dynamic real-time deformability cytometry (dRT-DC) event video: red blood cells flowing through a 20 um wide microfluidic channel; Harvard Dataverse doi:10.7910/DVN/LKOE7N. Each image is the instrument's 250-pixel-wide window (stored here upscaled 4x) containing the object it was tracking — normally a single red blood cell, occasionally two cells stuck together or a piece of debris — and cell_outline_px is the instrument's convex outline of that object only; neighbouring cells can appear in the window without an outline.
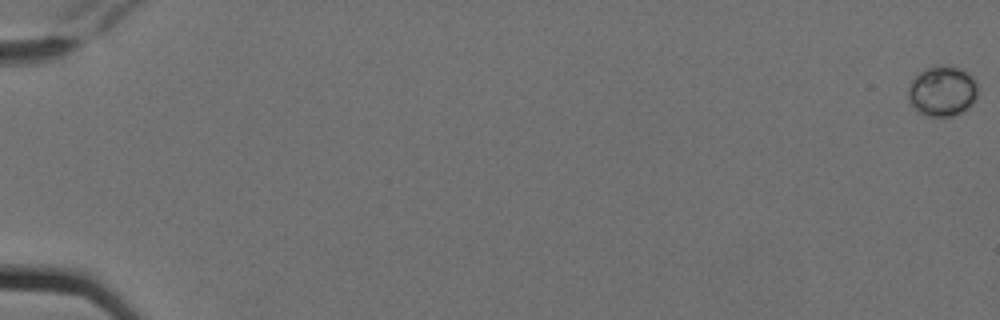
{"species": "Egyptian fruit bat (a non-hibernating species)", "species_latin": "Rousettus aegyptiacus", "temperature_condition": "cold", "stored_images_in_passage": 7, "camera_frame_rate_fps": 3000, "um_per_image_px": 0.085, "animal": {"sex": "female"}, "frame": {"image": 1, "passage_image": 1, "time_ms": 0.0, "image_size_px": [1000, 320], "cell_outline_px": [[976, 100], [968, 108], [956, 116], [924, 116], [916, 112], [912, 108], [908, 96], [908, 84], [916, 72], [928, 68], [956, 68], [964, 72], [976, 84]], "centroid_in_image_um": [80.01, 7.82], "position_along_channel_um": 5.0, "area_um2": 20.11}}
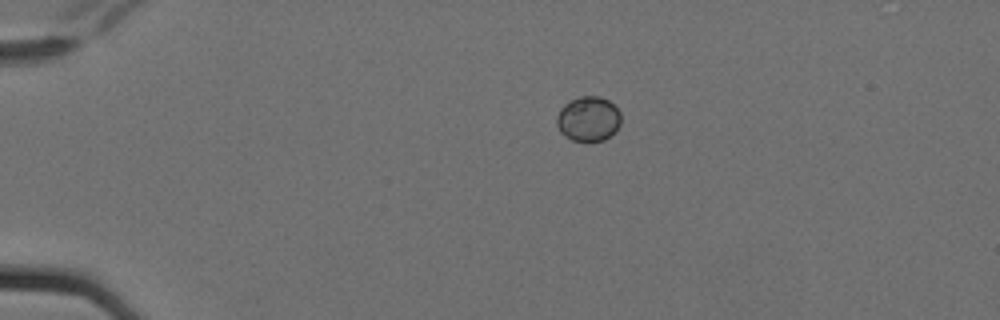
{"frame": {"image": 2, "passage_image": 5, "time_ms": 1.333, "image_size_px": [1000, 320], "cell_outline_px": [[620, 124], [604, 140], [572, 140], [560, 132], [556, 124], [556, 116], [560, 108], [564, 104], [580, 96], [600, 96], [608, 100], [620, 112]], "centroid_in_image_um": [49.97, 10.08], "position_along_channel_um": 35.0, "area_um2": 16.53}}
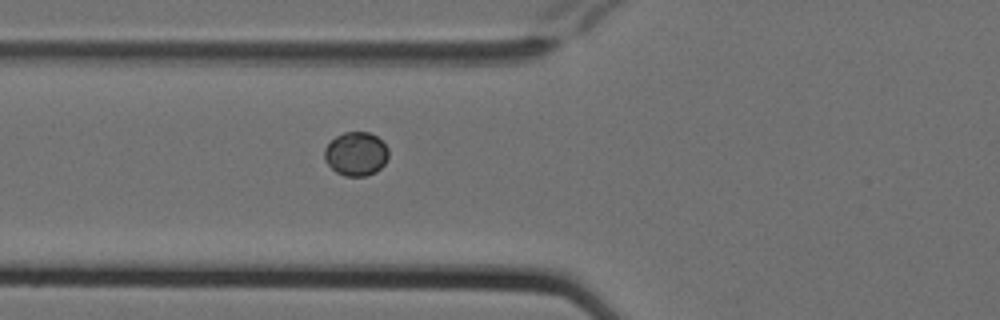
{"frame": {"image": 3, "passage_image": 7, "time_ms": 2.0, "image_size_px": [1000, 320], "cell_outline_px": [[388, 156], [384, 164], [376, 172], [364, 176], [344, 176], [336, 172], [324, 160], [324, 148], [336, 136], [344, 132], [368, 132], [376, 136], [388, 148]], "centroid_in_image_um": [30.25, 13.08], "position_along_channel_um": 95.6, "area_um2": 16.3}}